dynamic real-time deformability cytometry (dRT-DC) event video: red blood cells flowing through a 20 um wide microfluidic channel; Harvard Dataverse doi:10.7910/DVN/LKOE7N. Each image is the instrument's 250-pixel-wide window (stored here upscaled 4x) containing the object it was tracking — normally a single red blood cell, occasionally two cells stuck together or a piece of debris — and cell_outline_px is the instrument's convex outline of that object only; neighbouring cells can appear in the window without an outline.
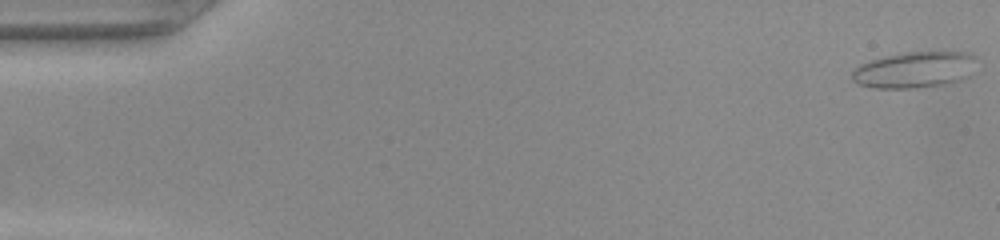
{"species": "common noctule bat (a hibernating species)", "species_latin": "Nyctalus noctula", "temperature_condition": "warm", "stored_images_in_passage": 49, "camera_frame_rate_fps": 3000, "um_per_image_px": 0.085, "animal": {"sex": "female", "body_mass_g": 22.0, "forearm_length_mm": 56.7}, "frame": {"image": 1, "passage_image": 1, "time_ms": 0.0, "image_size_px": [1000, 240], "cell_outline_px": [[976, 56], [968, 76], [960, 80], [948, 84], [912, 88], [876, 88], [860, 84], [852, 80], [852, 72], [860, 64], [884, 56], [904, 52], [968, 52]], "centroid_in_image_um": [77.72, 5.93], "position_along_channel_um": 7.3, "area_um2": 26.07}}
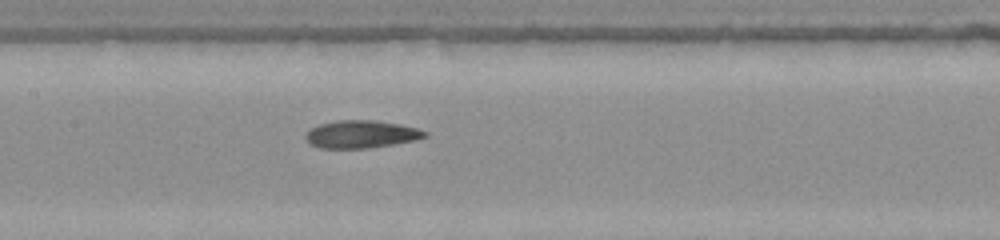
{"frame": {"image": 2, "passage_image": 24, "time_ms": 7.667, "image_size_px": [1000, 240], "cell_outline_px": [[428, 136], [416, 140], [396, 144], [368, 148], [320, 148], [312, 144], [304, 136], [312, 128], [320, 124], [336, 120], [376, 120], [400, 124], [416, 128], [428, 132]], "centroid_in_image_um": [30.76, 11.41], "position_along_channel_um": 176.6, "area_um2": 19.19}}
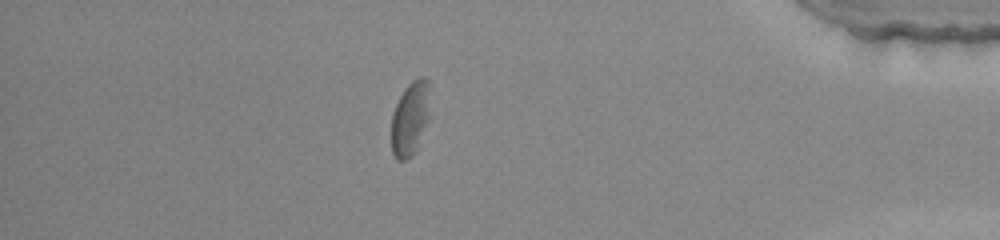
{"frame": {"image": 3, "passage_image": 43, "time_ms": 14.0, "image_size_px": [1000, 240], "cell_outline_px": [[432, 84], [428, 120], [416, 152], [412, 156], [404, 160], [396, 160], [392, 152], [392, 112], [404, 88], [412, 80], [420, 76], [424, 76]], "centroid_in_image_um": [34.91, 10.01], "position_along_channel_um": 400.3, "area_um2": 17.22}}